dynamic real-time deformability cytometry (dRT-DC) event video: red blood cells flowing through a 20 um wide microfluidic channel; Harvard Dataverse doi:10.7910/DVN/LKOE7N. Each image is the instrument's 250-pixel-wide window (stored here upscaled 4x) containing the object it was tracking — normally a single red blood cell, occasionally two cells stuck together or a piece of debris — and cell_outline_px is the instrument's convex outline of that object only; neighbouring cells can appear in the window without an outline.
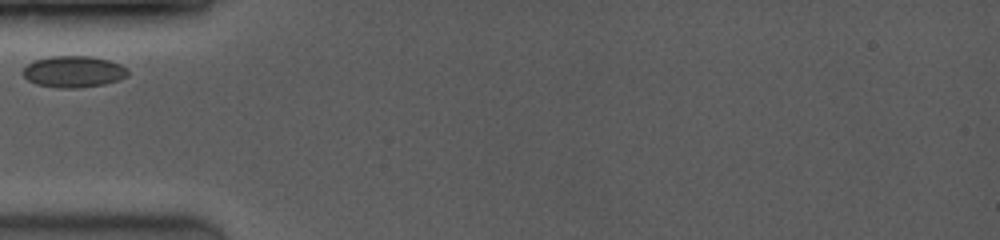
{"species": "common noctule bat (a hibernating species)", "species_latin": "Nyctalus noctula", "temperature_condition": "room temperature", "stored_images_in_passage": 5, "camera_frame_rate_fps": 3500, "um_per_image_px": 0.085, "animal": {"sex": "female", "body_mass_g": 19.0, "forearm_length_mm": 53.3}, "frame": {"image": 1, "passage_image": 1, "time_ms": 0.0, "image_size_px": [1000, 240], "cell_outline_px": [[128, 76], [120, 80], [104, 84], [76, 88], [60, 88], [36, 84], [28, 80], [20, 72], [32, 60], [52, 56], [92, 56], [108, 60], [120, 64], [128, 68]], "centroid_in_image_um": [6.25, 6.09], "position_along_channel_um": 78.7, "area_um2": 19.42}}
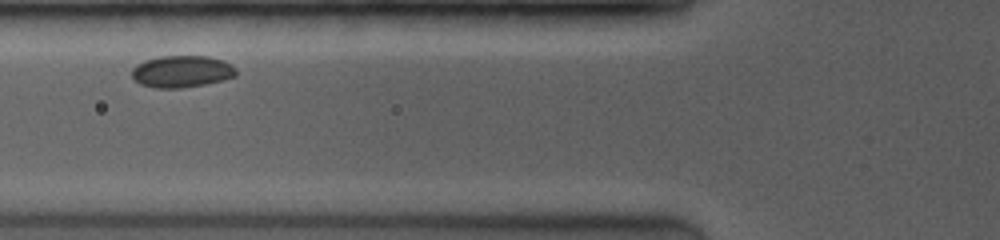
{"frame": {"image": 2, "passage_image": 2, "time_ms": 0.857, "image_size_px": [1000, 240], "cell_outline_px": [[236, 76], [224, 80], [204, 84], [180, 88], [156, 88], [140, 84], [132, 76], [132, 68], [136, 64], [144, 60], [160, 56], [208, 56], [224, 60], [232, 64], [236, 68]], "centroid_in_image_um": [15.47, 6.07], "position_along_channel_um": 110.3, "area_um2": 19.54}}